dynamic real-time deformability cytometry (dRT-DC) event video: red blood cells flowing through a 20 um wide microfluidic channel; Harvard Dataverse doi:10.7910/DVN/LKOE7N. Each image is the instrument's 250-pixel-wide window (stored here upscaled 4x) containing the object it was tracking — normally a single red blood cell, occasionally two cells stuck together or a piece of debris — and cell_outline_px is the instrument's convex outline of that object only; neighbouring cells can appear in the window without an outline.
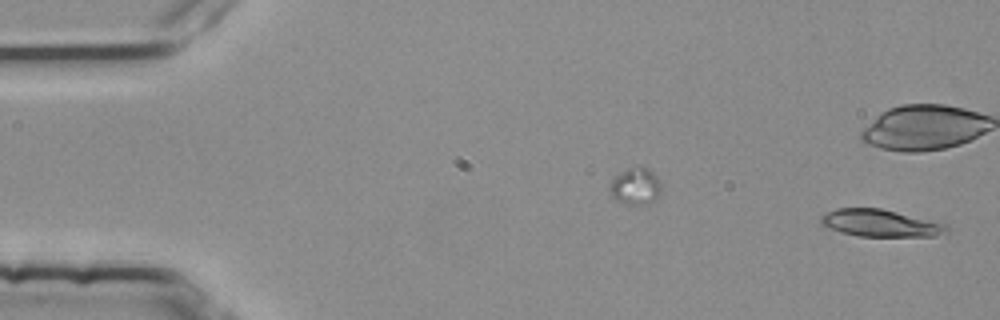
{"species": "common noctule bat (a hibernating species)", "species_latin": "Nyctalus noctula", "temperature_condition": "room temperature", "stored_images_in_passage": 15, "camera_frame_rate_fps": 3000, "um_per_image_px": 0.085, "animal": {"sex": "female", "body_mass_g": 25.1}, "frame": {"image": 1, "passage_image": 1, "time_ms": 0.0, "image_size_px": [1000, 320], "cell_outline_px": [[948, 232], [936, 236], [860, 236], [840, 232], [828, 228], [820, 224], [820, 216], [836, 208], [880, 208], [948, 224]], "centroid_in_image_um": [74.83, 18.97], "position_along_channel_um": 10.2, "area_um2": 19.94}}